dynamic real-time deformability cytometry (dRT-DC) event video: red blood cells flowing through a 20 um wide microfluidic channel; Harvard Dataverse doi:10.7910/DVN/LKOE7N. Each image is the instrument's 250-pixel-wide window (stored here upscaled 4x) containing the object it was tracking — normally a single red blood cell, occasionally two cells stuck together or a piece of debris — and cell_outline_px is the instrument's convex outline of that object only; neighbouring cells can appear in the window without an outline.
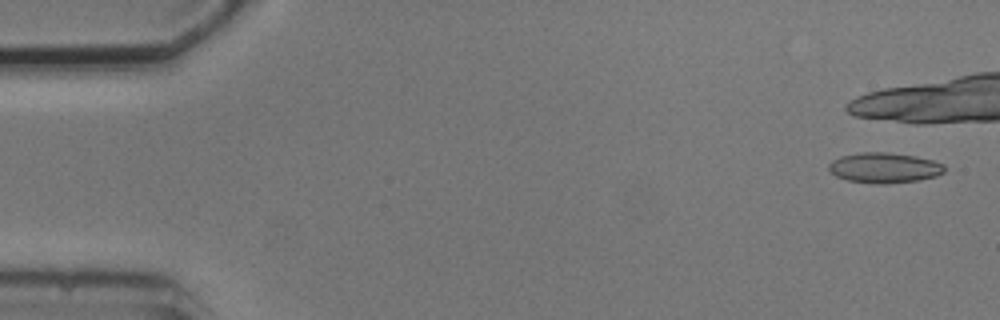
{"species": "common noctule bat (a hibernating species)", "species_latin": "Nyctalus noctula", "temperature_condition": "cold", "stored_images_in_passage": 2, "camera_frame_rate_fps": 3000, "um_per_image_px": 0.085, "animal": {"sex": "male", "body_mass_g": 20.5, "forearm_length_mm": 52.5}, "frame": {"image": 1, "passage_image": 1, "time_ms": 0.0, "image_size_px": [1000, 320], "cell_outline_px": [[944, 172], [936, 176], [916, 180], [884, 184], [876, 184], [848, 180], [836, 176], [828, 168], [828, 164], [832, 160], [840, 156], [864, 152], [888, 152], [916, 156], [932, 160], [944, 164]], "centroid_in_image_um": [75.15, 14.25], "position_along_channel_um": 9.8, "area_um2": 20.35}}